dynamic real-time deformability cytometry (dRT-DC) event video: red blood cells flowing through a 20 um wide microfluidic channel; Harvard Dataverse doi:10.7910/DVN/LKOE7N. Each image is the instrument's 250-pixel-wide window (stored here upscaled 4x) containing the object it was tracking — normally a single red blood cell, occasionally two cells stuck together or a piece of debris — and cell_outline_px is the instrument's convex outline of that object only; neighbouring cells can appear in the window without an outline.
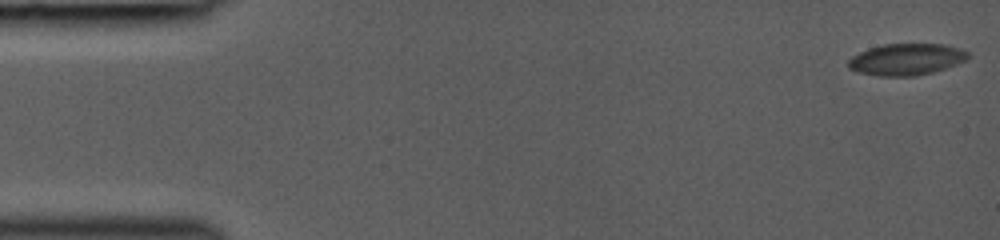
{"species": "common noctule bat (a hibernating species)", "species_latin": "Nyctalus noctula", "temperature_condition": "room temperature", "stored_images_in_passage": 41, "camera_frame_rate_fps": 3000, "um_per_image_px": 0.085, "animal": {"sex": "female", "body_mass_g": 19.0, "forearm_length_mm": 53.3}, "frame": {"image": 1, "passage_image": 1, "time_ms": 0.0, "image_size_px": [1000, 240], "cell_outline_px": [[968, 56], [964, 60], [956, 64], [932, 72], [916, 76], [880, 76], [860, 72], [848, 68], [848, 60], [852, 56], [868, 48], [884, 44], [944, 44], [960, 48], [968, 52]], "centroid_in_image_um": [77.02, 5.04], "position_along_channel_um": 8.0, "area_um2": 21.85}}
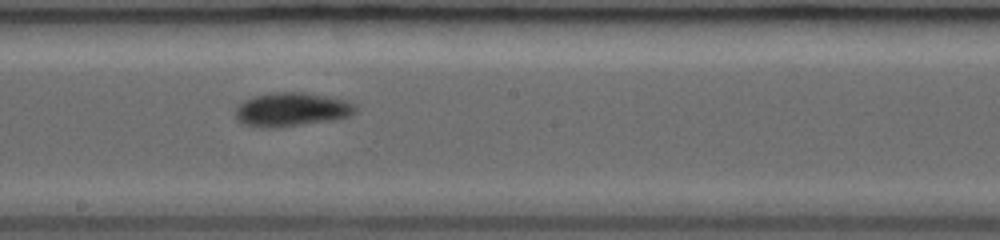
{"frame": {"image": 2, "passage_image": 24, "time_ms": 8.333, "image_size_px": [1000, 240], "cell_outline_px": [[356, 112], [352, 116], [336, 120], [276, 128], [260, 128], [244, 124], [236, 120], [236, 108], [244, 100], [252, 96], [272, 92], [300, 92], [328, 96], [348, 100], [356, 104]], "centroid_in_image_um": [24.82, 9.32], "position_along_channel_um": 223.4, "area_um2": 24.16}}
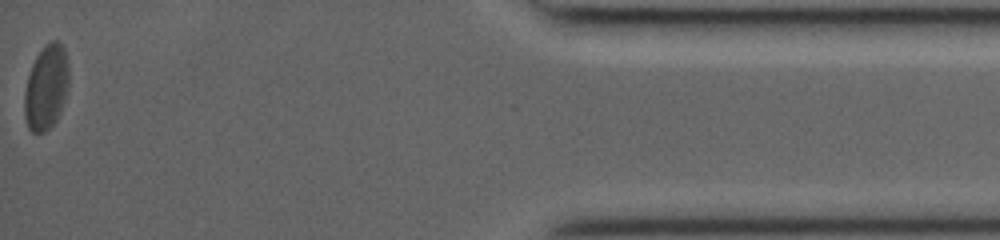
{"frame": {"image": 3, "passage_image": 41, "time_ms": 14.667, "image_size_px": [1000, 240], "cell_outline_px": [[68, 88], [60, 112], [56, 120], [44, 132], [32, 132], [28, 128], [24, 116], [24, 92], [28, 76], [32, 64], [36, 56], [44, 44], [52, 40], [60, 40], [64, 48], [68, 60]], "centroid_in_image_um": [3.93, 7.38], "position_along_channel_um": 431.3, "area_um2": 22.14}}